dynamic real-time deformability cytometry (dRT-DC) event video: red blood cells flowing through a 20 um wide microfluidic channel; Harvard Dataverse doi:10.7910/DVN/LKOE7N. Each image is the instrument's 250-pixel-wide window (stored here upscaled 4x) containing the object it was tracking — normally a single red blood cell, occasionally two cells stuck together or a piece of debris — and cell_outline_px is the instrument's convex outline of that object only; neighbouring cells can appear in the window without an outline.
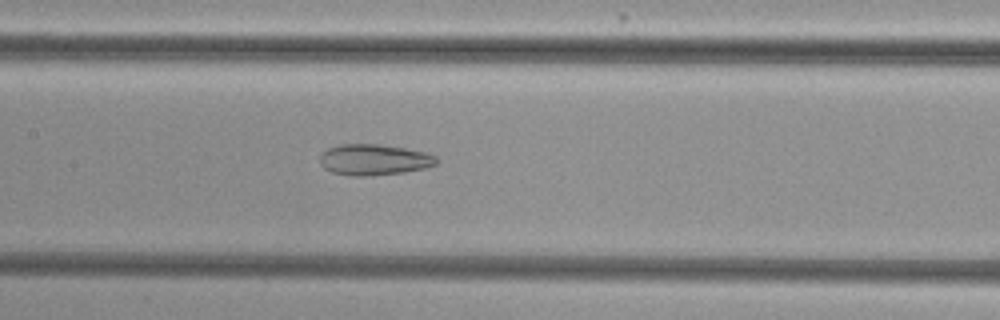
{"species": "common noctule bat (a hibernating species)", "species_latin": "Nyctalus noctula", "temperature_condition": "cold", "stored_images_in_passage": 45, "camera_frame_rate_fps": 3000, "um_per_image_px": 0.085, "animal": {"sex": "female", "body_mass_g": 29.2, "forearm_length_mm": 56.3}, "frame": {"image": 1, "passage_image": 18, "time_ms": 5.667, "image_size_px": [1000, 320], "cell_outline_px": [[440, 160], [436, 164], [424, 168], [404, 172], [368, 176], [352, 176], [332, 172], [324, 168], [320, 164], [320, 156], [328, 148], [340, 144], [380, 144], [404, 148], [424, 152], [436, 156]], "centroid_in_image_um": [31.79, 13.57], "position_along_channel_um": 175.6, "area_um2": 21.04}}
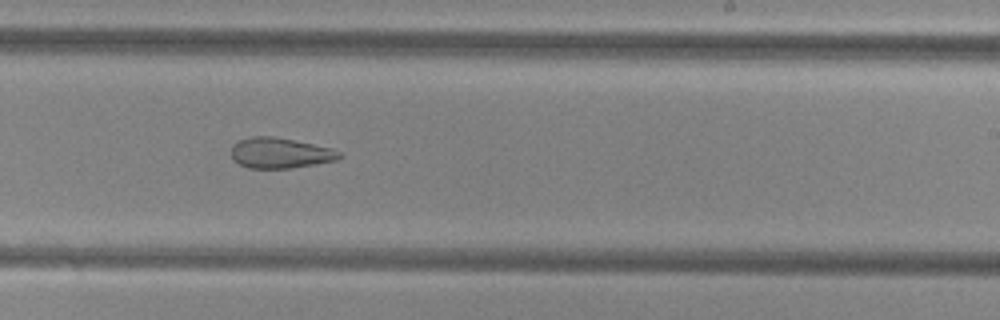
{"frame": {"image": 2, "passage_image": 25, "time_ms": 8.0, "image_size_px": [1000, 320], "cell_outline_px": [[344, 156], [336, 160], [316, 164], [292, 168], [248, 168], [240, 164], [232, 156], [232, 144], [248, 136], [272, 136], [332, 148], [340, 152]], "centroid_in_image_um": [23.82, 13.0], "position_along_channel_um": 265.2, "area_um2": 19.13}}
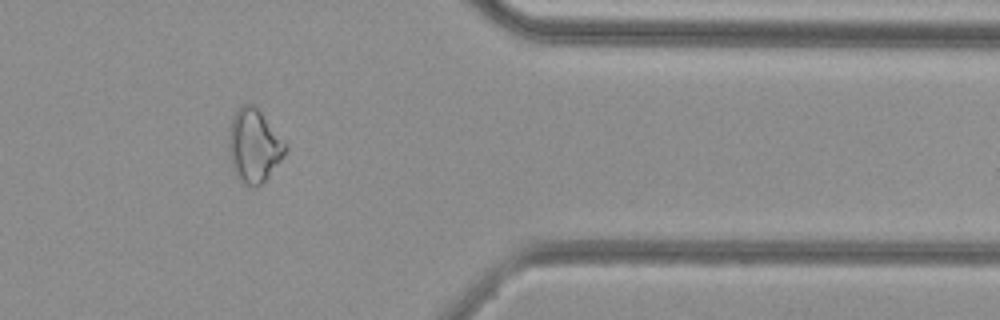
{"frame": {"image": 3, "passage_image": 36, "time_ms": 11.667, "image_size_px": [1000, 320], "cell_outline_px": [[288, 148], [284, 156], [264, 180], [256, 188], [252, 188], [244, 184], [236, 176], [232, 168], [228, 152], [228, 136], [232, 116], [240, 104], [256, 104]], "centroid_in_image_um": [21.54, 12.37], "position_along_channel_um": 389.9, "area_um2": 24.33}, "authors_computed_cell_mechanics": {"area_um2": 24.2182, "velocity_mm_per_s": 3.8574, "shape_relaxation_time_tau1_ms": null, "shape_relaxation_time_tau2_ms": 5.2743, "deformation_change_tau1": null, "deformation_change_tau2": 0.1336}}